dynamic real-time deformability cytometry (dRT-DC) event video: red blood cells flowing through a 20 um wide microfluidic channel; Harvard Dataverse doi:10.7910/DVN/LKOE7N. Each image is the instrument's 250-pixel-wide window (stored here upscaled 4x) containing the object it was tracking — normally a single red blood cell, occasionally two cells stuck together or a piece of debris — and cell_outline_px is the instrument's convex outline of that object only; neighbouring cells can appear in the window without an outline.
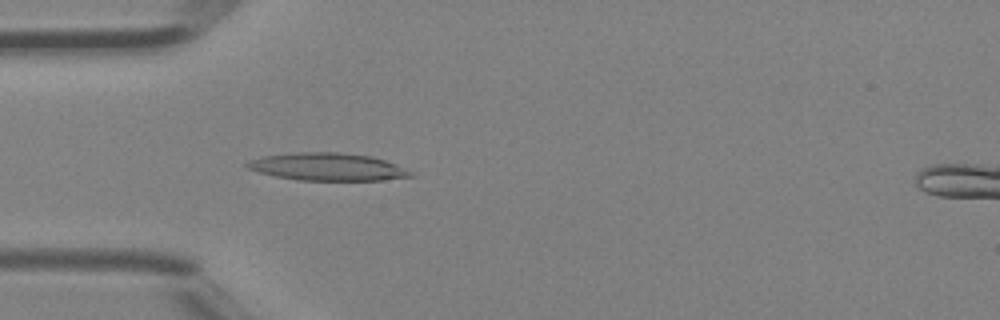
{"species": "Egyptian fruit bat (a non-hibernating species)", "species_latin": "Rousettus aegyptiacus", "temperature_condition": "room temperature", "stored_images_in_passage": 3, "camera_frame_rate_fps": 3000, "um_per_image_px": 0.085, "animal": {"sex": "female"}, "frame": {"image": 1, "passage_image": 3, "time_ms": 0.667, "image_size_px": [1000, 320], "cell_outline_px": [[412, 176], [384, 180], [300, 180], [276, 176], [260, 172], [248, 168], [244, 164], [248, 160], [264, 156], [296, 152], [336, 152], [368, 156], [384, 160], [396, 164], [412, 172]], "centroid_in_image_um": [27.82, 14.18], "position_along_channel_um": 57.2, "area_um2": 25.95}}